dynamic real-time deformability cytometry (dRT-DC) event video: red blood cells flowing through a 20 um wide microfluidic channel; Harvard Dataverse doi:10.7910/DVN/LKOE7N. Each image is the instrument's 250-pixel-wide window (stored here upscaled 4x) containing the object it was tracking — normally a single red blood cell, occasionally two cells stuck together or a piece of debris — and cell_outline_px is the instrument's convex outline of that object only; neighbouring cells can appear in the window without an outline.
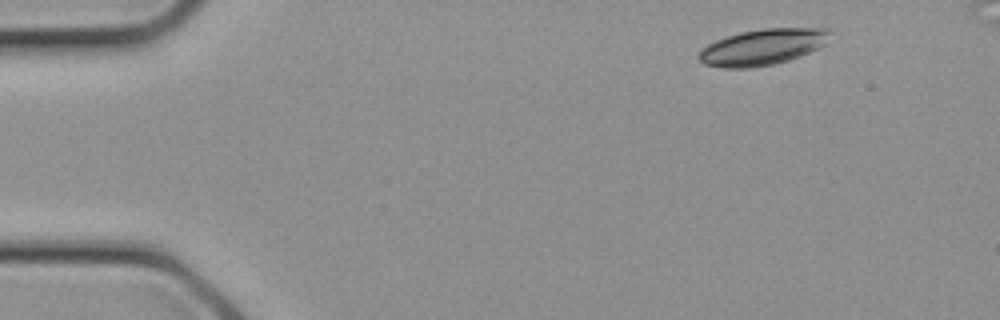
{"species": "common noctule bat (a hibernating species)", "species_latin": "Nyctalus noctula", "temperature_condition": "cold", "stored_images_in_passage": 3, "camera_frame_rate_fps": 3000, "um_per_image_px": 0.085, "animal": {"sex": "female", "body_mass_g": 21.9}, "frame": {"image": 1, "passage_image": 1, "time_ms": 0.0, "image_size_px": [1000, 320], "cell_outline_px": [[828, 32], [824, 44], [800, 56], [776, 64], [752, 68], [720, 68], [704, 64], [696, 56], [708, 44], [716, 40], [740, 32], [764, 28], [828, 28]], "centroid_in_image_um": [64.76, 4.01], "position_along_channel_um": 20.2, "area_um2": 27.28}}